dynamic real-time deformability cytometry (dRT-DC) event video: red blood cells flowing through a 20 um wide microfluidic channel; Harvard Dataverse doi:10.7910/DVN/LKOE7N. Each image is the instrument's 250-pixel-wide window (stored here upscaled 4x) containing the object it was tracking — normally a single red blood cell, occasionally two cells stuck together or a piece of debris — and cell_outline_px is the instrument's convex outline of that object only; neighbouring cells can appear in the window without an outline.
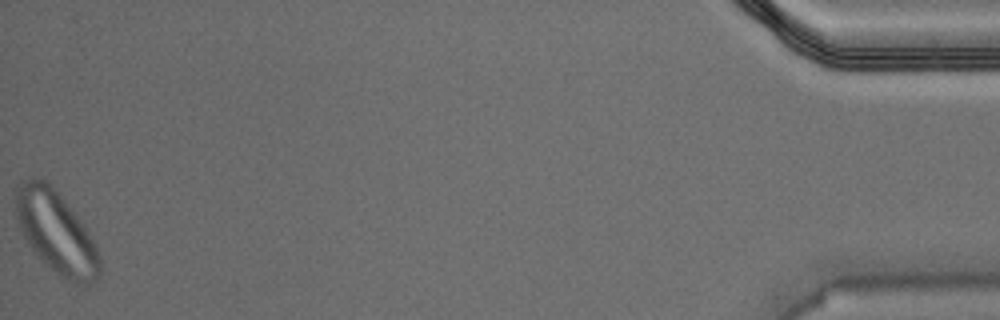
{"species": "Egyptian fruit bat (a non-hibernating species)", "species_latin": "Rousettus aegyptiacus", "temperature_condition": "warm", "stored_images_in_passage": 43, "camera_frame_rate_fps": 3000, "um_per_image_px": 0.085, "animal": {"sex": "male"}, "frame": {"image": 1, "passage_image": 43, "time_ms": 14.0, "image_size_px": [1000, 320], "cell_outline_px": [[100, 272], [96, 280], [88, 288], [68, 280], [60, 276], [32, 248], [24, 236], [20, 228], [16, 212], [16, 188], [20, 180], [28, 176], [32, 176], [44, 180], [60, 196], [76, 216], [88, 232], [96, 244], [100, 256]], "centroid_in_image_um": [4.79, 19.75], "position_along_channel_um": 430.4, "area_um2": 39.48}}